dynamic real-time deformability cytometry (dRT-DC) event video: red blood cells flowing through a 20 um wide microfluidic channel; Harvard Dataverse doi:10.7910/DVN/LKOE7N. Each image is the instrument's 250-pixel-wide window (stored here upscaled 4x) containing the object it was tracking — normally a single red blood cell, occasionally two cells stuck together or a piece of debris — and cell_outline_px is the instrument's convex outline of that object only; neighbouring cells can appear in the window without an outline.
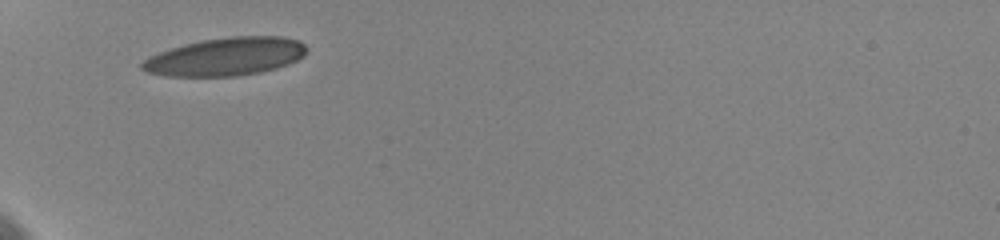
{"species": "human", "species_latin": "Homo sapiens", "temperature_condition": "cold", "stored_images_in_passage": 4, "camera_frame_rate_fps": 3000, "um_per_image_px": 0.085, "donor": {"sex": "female"}, "frame": {"image": 1, "passage_image": 1, "time_ms": 0.0, "image_size_px": [1000, 240], "cell_outline_px": [[308, 48], [304, 56], [288, 64], [276, 68], [260, 72], [236, 76], [164, 76], [148, 72], [140, 68], [140, 64], [148, 56], [184, 44], [200, 40], [232, 36], [284, 36], [300, 40]], "centroid_in_image_um": [19.2, 4.81], "position_along_channel_um": 65.8, "area_um2": 36.65}}